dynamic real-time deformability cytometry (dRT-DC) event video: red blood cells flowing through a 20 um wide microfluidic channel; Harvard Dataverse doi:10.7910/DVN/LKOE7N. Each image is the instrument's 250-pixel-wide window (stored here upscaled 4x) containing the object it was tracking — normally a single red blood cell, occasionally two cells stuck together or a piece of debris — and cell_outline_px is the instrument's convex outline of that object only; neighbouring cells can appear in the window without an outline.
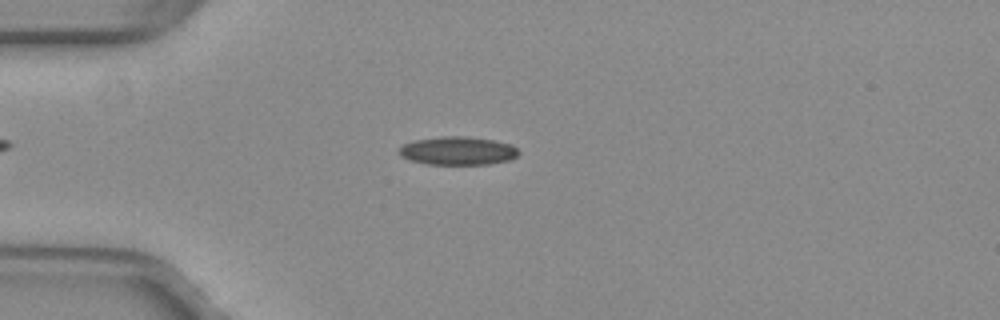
{"species": "common noctule bat (a hibernating species)", "species_latin": "Nyctalus noctula", "temperature_condition": "warm", "stored_images_in_passage": 51, "camera_frame_rate_fps": 3000, "um_per_image_px": 0.085, "animal": {"sex": "female", "body_mass_g": 29.2, "forearm_length_mm": 56.3}, "frame": {"image": 1, "passage_image": 13, "time_ms": 4.0, "image_size_px": [1000, 320], "cell_outline_px": [[520, 152], [516, 156], [508, 160], [488, 164], [428, 164], [412, 160], [400, 156], [400, 148], [404, 144], [416, 140], [440, 136], [464, 136], [492, 140], [512, 144]], "centroid_in_image_um": [38.93, 12.81], "position_along_channel_um": 46.1, "area_um2": 19.48}}
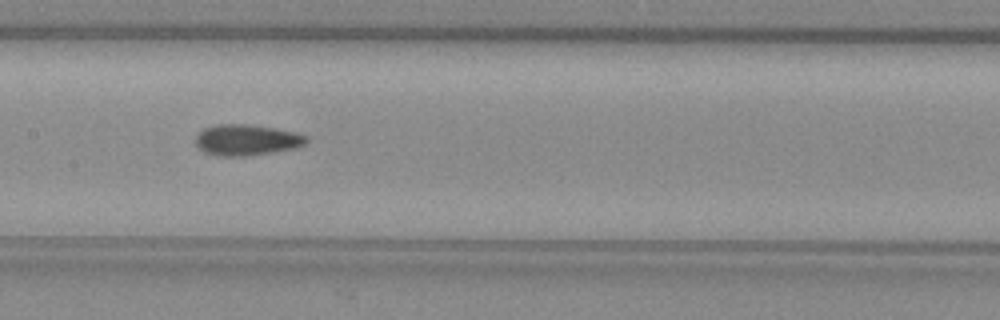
{"frame": {"image": 2, "passage_image": 25, "time_ms": 8.0, "image_size_px": [1000, 320], "cell_outline_px": [[308, 140], [304, 144], [296, 148], [244, 156], [216, 156], [204, 152], [196, 144], [196, 136], [204, 128], [216, 124], [248, 124], [276, 128], [296, 132], [308, 136]], "centroid_in_image_um": [20.97, 11.89], "position_along_channel_um": 186.4, "area_um2": 20.0}}
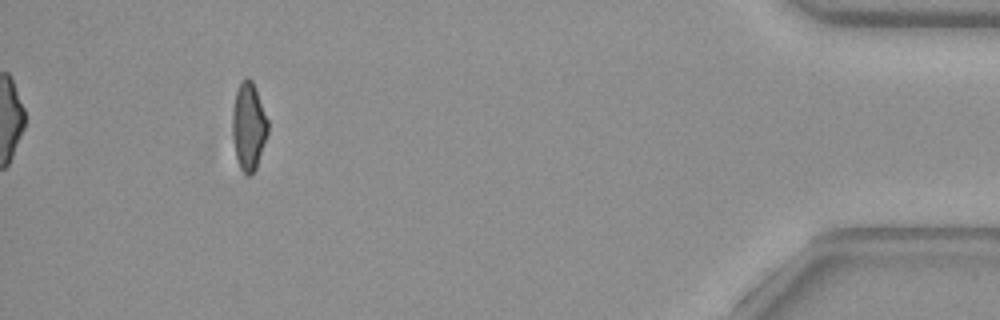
{"frame": {"image": 3, "passage_image": 47, "time_ms": 15.333, "image_size_px": [1000, 320], "cell_outline_px": [[268, 132], [256, 168], [248, 176], [244, 176], [240, 168], [236, 156], [232, 136], [232, 108], [236, 92], [240, 84], [248, 76], [252, 80], [256, 88], [268, 120]], "centroid_in_image_um": [21.13, 10.74], "position_along_channel_um": 414.1, "area_um2": 18.15}, "authors_computed_cell_mechanics": {"area_um2": 18.6694, "velocity_mm_per_s": 4.0081, "shape_relaxation_time_tau1_ms": null, "shape_relaxation_time_tau2_ms": 3.5507, "deformation_change_tau1": null, "deformation_change_tau2": 0.1061}}